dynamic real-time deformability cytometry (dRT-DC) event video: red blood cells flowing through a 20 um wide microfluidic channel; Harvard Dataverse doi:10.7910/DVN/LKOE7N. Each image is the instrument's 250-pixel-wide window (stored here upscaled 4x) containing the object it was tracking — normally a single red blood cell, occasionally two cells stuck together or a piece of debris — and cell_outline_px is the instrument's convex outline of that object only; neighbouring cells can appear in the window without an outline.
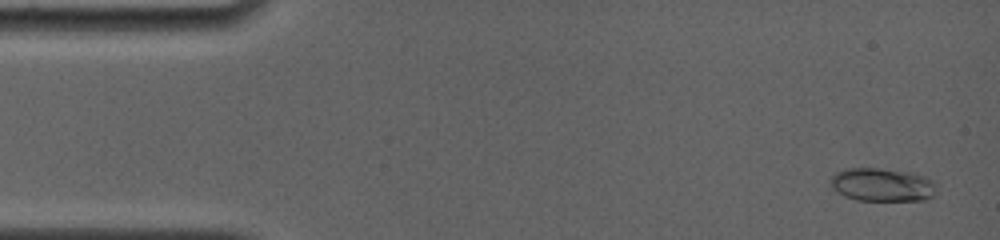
{"species": "common noctule bat (a hibernating species)", "species_latin": "Nyctalus noctula", "temperature_condition": "room temperature", "stored_images_in_passage": 5, "camera_frame_rate_fps": 4000, "um_per_image_px": 0.085, "animal": {"sex": "female", "body_mass_g": 19.0, "forearm_length_mm": 56.7}, "frame": {"image": 1, "passage_image": 2, "time_ms": 0.5, "image_size_px": [1000, 240], "cell_outline_px": [[936, 192], [932, 196], [924, 200], [856, 200], [844, 196], [832, 188], [832, 176], [836, 172], [848, 168], [876, 168], [912, 172], [924, 176], [932, 180]], "centroid_in_image_um": [74.99, 15.7], "position_along_channel_um": 10.0, "area_um2": 20.4}}